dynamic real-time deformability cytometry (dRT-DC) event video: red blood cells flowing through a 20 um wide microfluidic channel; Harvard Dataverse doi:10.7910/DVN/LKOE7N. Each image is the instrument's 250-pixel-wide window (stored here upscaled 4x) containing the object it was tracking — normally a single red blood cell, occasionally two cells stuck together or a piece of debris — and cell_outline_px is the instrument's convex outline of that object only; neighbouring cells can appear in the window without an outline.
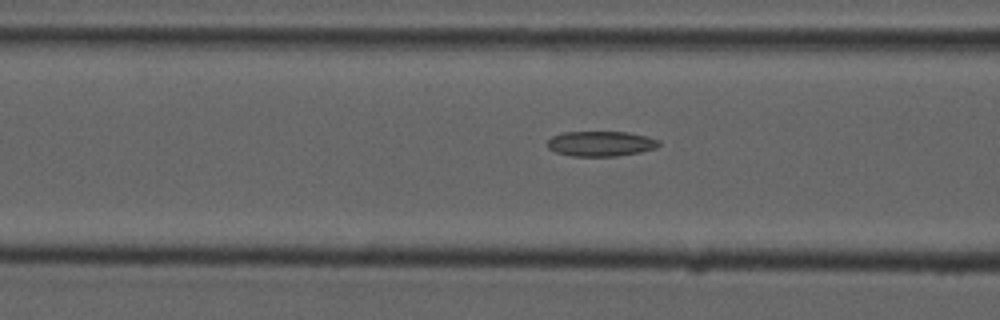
{"species": "common noctule bat (a hibernating species)", "species_latin": "Nyctalus noctula", "temperature_condition": "cold", "stored_images_in_passage": 12, "camera_frame_rate_fps": 3000, "um_per_image_px": 0.085, "animal": {"sex": "male", "forearm_length_mm": 52.5}, "frame": {"image": 1, "passage_image": 10, "time_ms": 3.0, "image_size_px": [1000, 320], "cell_outline_px": [[660, 144], [656, 148], [640, 152], [616, 156], [572, 156], [556, 152], [548, 148], [548, 140], [552, 136], [564, 132], [628, 132], [648, 136], [660, 140]], "centroid_in_image_um": [51.09, 12.21], "position_along_channel_um": 115.5, "area_um2": 16.36}}